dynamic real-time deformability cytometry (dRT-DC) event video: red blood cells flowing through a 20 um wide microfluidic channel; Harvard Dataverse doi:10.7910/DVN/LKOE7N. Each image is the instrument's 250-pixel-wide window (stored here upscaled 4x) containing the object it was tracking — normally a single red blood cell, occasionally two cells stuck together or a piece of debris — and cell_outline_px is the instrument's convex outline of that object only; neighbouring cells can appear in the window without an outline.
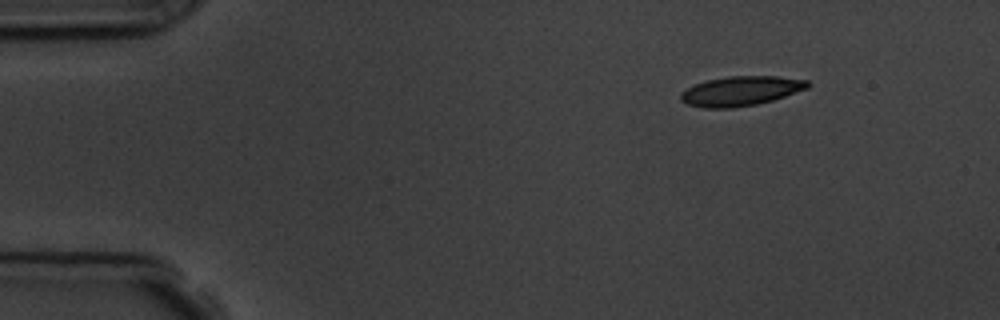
{"species": "common noctule bat (a hibernating species)", "species_latin": "Nyctalus noctula", "temperature_condition": "room temperature", "stored_images_in_passage": 5, "camera_frame_rate_fps": 3000, "um_per_image_px": 0.085, "animal": {"sex": "male", "body_mass_g": 19.5, "forearm_length_mm": 54.6}, "frame": {"image": 1, "passage_image": 1, "time_ms": 0.0, "image_size_px": [1000, 320], "cell_outline_px": [[812, 84], [808, 88], [772, 100], [756, 104], [732, 108], [704, 108], [688, 104], [680, 100], [680, 92], [696, 84], [708, 80], [728, 76], [780, 76], [808, 80]], "centroid_in_image_um": [62.99, 7.73], "position_along_channel_um": 22.0, "area_um2": 21.85}}
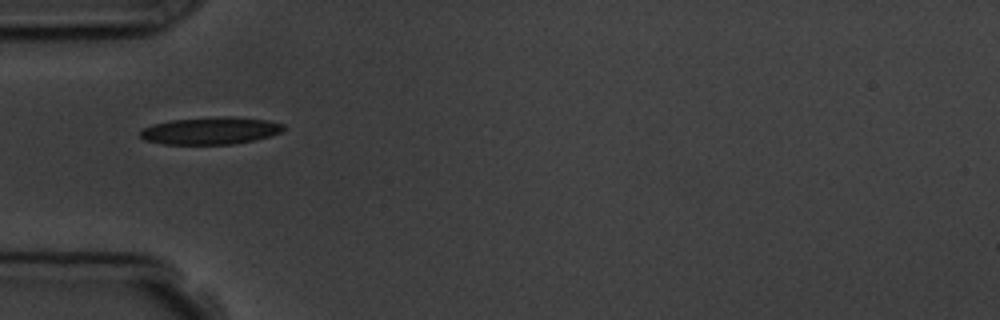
{"frame": {"image": 2, "passage_image": 4, "time_ms": 3.333, "image_size_px": [1000, 320], "cell_outline_px": [[284, 128], [280, 132], [272, 136], [232, 144], [164, 144], [144, 140], [140, 136], [140, 132], [144, 128], [152, 124], [172, 120], [216, 116], [232, 116], [268, 120], [284, 124]], "centroid_in_image_um": [17.9, 11.1], "position_along_channel_um": 67.1, "area_um2": 22.83}}
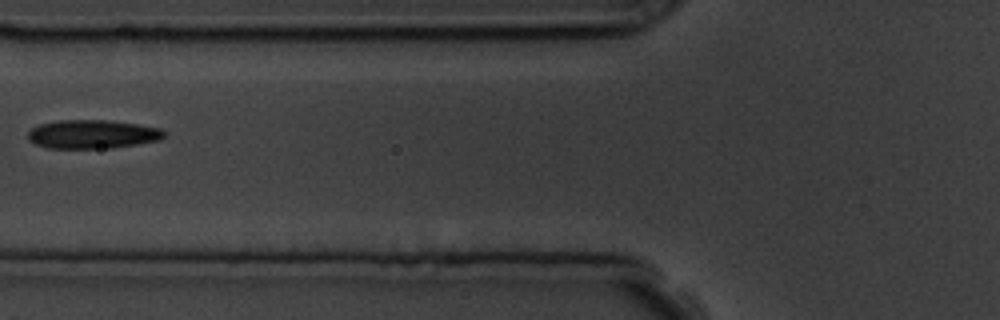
{"frame": {"image": 3, "passage_image": 5, "time_ms": 4.667, "image_size_px": [1000, 320], "cell_outline_px": [[168, 132], [160, 140], [112, 148], [48, 148], [36, 144], [28, 140], [28, 132], [32, 128], [40, 124], [60, 120], [104, 120], [136, 124], [160, 128]], "centroid_in_image_um": [7.86, 11.41], "position_along_channel_um": 117.9, "area_um2": 22.72}}